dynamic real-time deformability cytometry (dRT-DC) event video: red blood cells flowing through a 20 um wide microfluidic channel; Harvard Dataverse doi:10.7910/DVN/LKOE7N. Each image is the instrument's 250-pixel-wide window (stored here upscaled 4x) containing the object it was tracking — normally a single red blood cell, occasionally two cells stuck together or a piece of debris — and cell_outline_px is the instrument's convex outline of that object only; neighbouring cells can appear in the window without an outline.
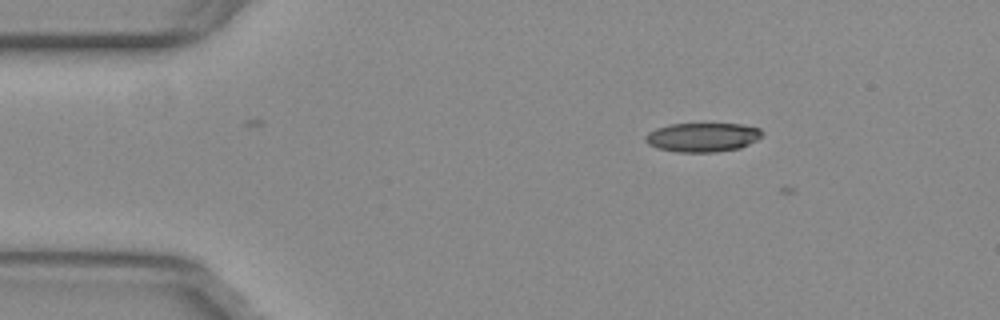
{"species": "common noctule bat (a hibernating species)", "species_latin": "Nyctalus noctula", "temperature_condition": "warm", "stored_images_in_passage": 4, "camera_frame_rate_fps": 3000, "um_per_image_px": 0.085, "animal": {"sex": "female", "body_mass_g": 29.2, "forearm_length_mm": 56.3}, "frame": {"image": 1, "passage_image": 1, "time_ms": 0.0, "image_size_px": [1000, 320], "cell_outline_px": [[764, 136], [740, 148], [716, 152], [676, 152], [656, 148], [648, 144], [644, 140], [644, 136], [648, 132], [656, 128], [668, 124], [740, 124], [760, 128], [764, 132]], "centroid_in_image_um": [59.7, 11.67], "position_along_channel_um": 25.3, "area_um2": 20.0}}